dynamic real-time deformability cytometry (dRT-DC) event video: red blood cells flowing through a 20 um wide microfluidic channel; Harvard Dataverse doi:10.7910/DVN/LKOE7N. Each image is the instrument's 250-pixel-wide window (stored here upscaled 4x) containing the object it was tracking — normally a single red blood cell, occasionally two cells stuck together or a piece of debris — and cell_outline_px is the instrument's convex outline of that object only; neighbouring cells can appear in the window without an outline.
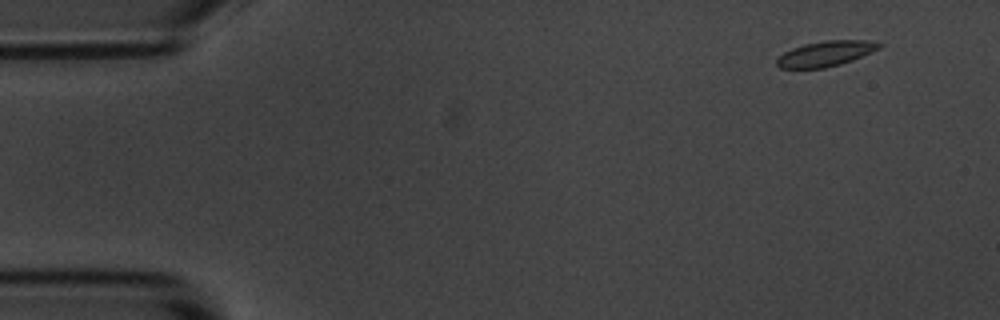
{"species": "common noctule bat (a hibernating species)", "species_latin": "Nyctalus noctula", "temperature_condition": "room temperature", "stored_images_in_passage": 6, "camera_frame_rate_fps": 3000, "um_per_image_px": 0.085, "animal": {"sex": "male", "body_mass_g": 20.1, "forearm_length_mm": 53.5}, "frame": {"image": 1, "passage_image": 2, "time_ms": 1.0, "image_size_px": [1000, 320], "cell_outline_px": [[884, 44], [880, 48], [852, 60], [840, 64], [824, 68], [780, 68], [776, 64], [776, 60], [784, 52], [792, 48], [804, 44], [828, 40], [868, 40]], "centroid_in_image_um": [70.18, 4.55], "position_along_channel_um": 14.8, "area_um2": 14.97}}